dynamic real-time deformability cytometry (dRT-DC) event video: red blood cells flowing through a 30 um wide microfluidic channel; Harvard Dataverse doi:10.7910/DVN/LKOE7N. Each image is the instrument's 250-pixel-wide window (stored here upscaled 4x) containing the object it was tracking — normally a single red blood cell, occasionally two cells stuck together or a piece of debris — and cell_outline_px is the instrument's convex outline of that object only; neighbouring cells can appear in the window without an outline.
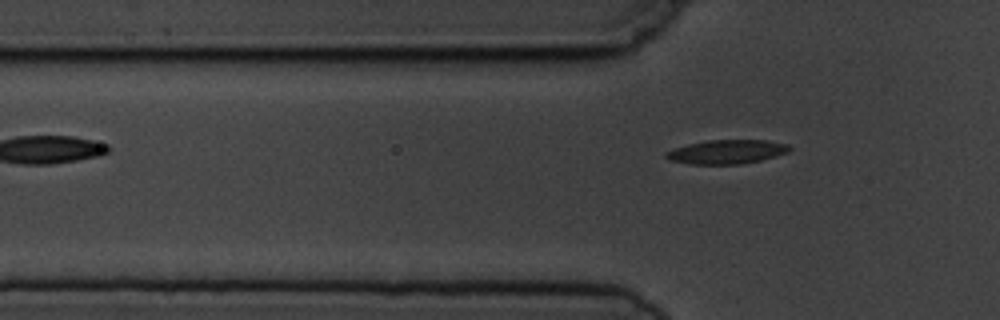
{"species": "common noctule bat (a hibernating species)", "species_latin": "Nyctalus noctula", "temperature_condition": "cold", "stored_images_in_passage": 4, "camera_frame_rate_fps": 3000, "um_per_image_px": 0.085, "animal": {"sex": "male", "body_mass_g": 19.5, "forearm_length_mm": 54.6}, "frame": {"image": 1, "passage_image": 4, "time_ms": 3.667, "image_size_px": [1000, 320], "cell_outline_px": [[792, 148], [788, 152], [776, 156], [760, 160], [740, 164], [692, 164], [668, 160], [664, 156], [664, 152], [688, 144], [708, 140], [768, 140], [788, 144]], "centroid_in_image_um": [61.78, 12.9], "position_along_channel_um": 64.0, "area_um2": 17.28}}